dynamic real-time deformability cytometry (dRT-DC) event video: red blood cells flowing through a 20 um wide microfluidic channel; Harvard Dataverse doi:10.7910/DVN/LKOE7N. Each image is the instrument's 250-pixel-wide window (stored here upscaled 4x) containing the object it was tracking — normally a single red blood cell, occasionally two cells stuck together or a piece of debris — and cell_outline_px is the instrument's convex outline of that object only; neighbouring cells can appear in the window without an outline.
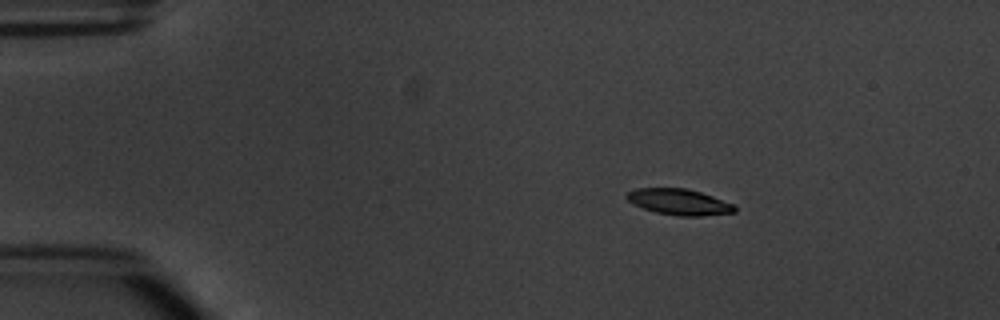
{"species": "common noctule bat (a hibernating species)", "species_latin": "Nyctalus noctula", "temperature_condition": "warm", "stored_images_in_passage": 4, "camera_frame_rate_fps": 3000, "um_per_image_px": 0.085, "animal": {"sex": "male", "body_mass_g": 20.1, "forearm_length_mm": 53.5}, "frame": {"image": 1, "passage_image": 2, "time_ms": 2.333, "image_size_px": [1000, 320], "cell_outline_px": [[736, 212], [700, 216], [680, 216], [656, 212], [644, 208], [628, 200], [624, 196], [628, 192], [636, 188], [688, 188], [736, 204]], "centroid_in_image_um": [57.76, 17.16], "position_along_channel_um": 27.2, "area_um2": 16.3}}